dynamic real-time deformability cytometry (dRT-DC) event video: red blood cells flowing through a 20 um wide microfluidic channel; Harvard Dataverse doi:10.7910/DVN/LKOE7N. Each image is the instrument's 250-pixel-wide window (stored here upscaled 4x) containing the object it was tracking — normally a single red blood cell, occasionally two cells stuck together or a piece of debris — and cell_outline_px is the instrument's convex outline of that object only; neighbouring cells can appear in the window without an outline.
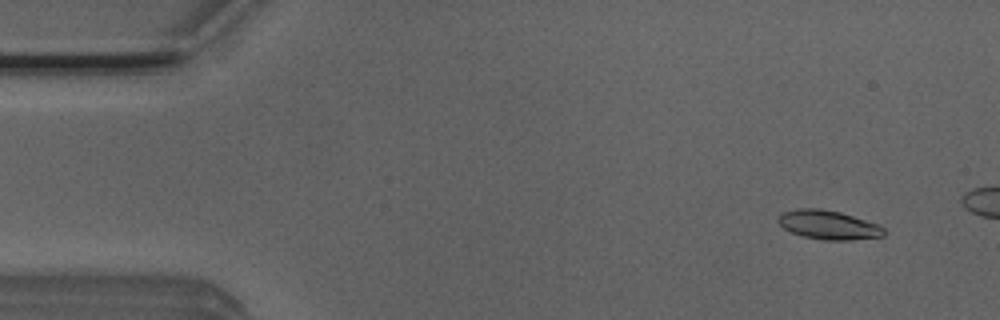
{"species": "Egyptian fruit bat (a non-hibernating species)", "species_latin": "Rousettus aegyptiacus", "temperature_condition": "room temperature", "stored_images_in_passage": 14, "camera_frame_rate_fps": 3000, "um_per_image_px": 0.085, "animal": {"sex": "male"}, "frame": {"image": 1, "passage_image": 3, "time_ms": 0.667, "image_size_px": [1000, 320], "cell_outline_px": [[884, 236], [852, 240], [824, 240], [804, 236], [792, 232], [784, 228], [776, 220], [776, 216], [784, 212], [800, 208], [820, 208], [840, 212], [876, 224], [884, 228]], "centroid_in_image_um": [70.38, 19.11], "position_along_channel_um": 14.6, "area_um2": 17.69}}